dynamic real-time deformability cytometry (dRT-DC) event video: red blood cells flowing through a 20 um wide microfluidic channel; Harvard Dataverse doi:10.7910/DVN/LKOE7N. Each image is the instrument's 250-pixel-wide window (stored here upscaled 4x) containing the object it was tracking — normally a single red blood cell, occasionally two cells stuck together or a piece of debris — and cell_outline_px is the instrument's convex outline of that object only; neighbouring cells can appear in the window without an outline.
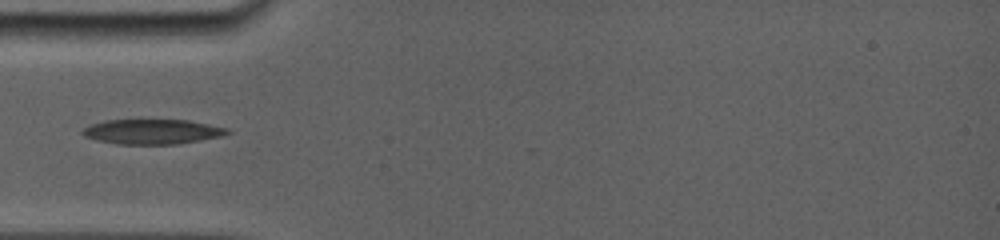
{"species": "common noctule bat (a hibernating species)", "species_latin": "Nyctalus noctula", "temperature_condition": "room temperature", "stored_images_in_passage": 13, "camera_frame_rate_fps": 5000, "um_per_image_px": 0.085, "animal": {"sex": "female", "body_mass_g": 19.0, "forearm_length_mm": 56.7}, "frame": {"image": 1, "passage_image": 1, "time_ms": 0.0, "image_size_px": [1000, 240], "cell_outline_px": [[232, 132], [224, 136], [176, 144], [116, 144], [96, 140], [84, 136], [80, 132], [84, 128], [92, 124], [104, 120], [140, 116], [188, 120], [228, 128]], "centroid_in_image_um": [12.91, 11.13], "position_along_channel_um": 72.1, "area_um2": 22.25}}
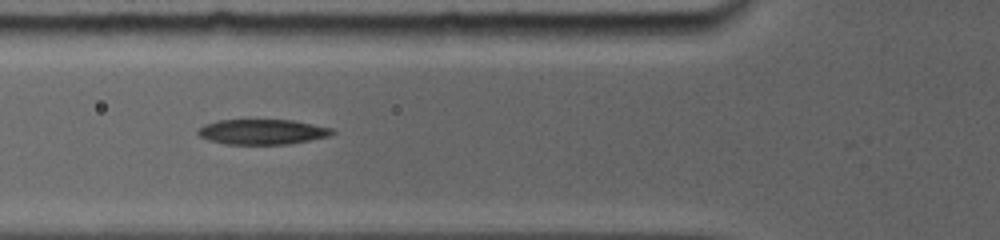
{"frame": {"image": 2, "passage_image": 3, "time_ms": 0.8, "image_size_px": [1000, 240], "cell_outline_px": [[336, 132], [332, 136], [288, 144], [224, 144], [208, 140], [200, 136], [196, 132], [204, 124], [216, 120], [292, 120], [332, 128]], "centroid_in_image_um": [22.3, 11.21], "position_along_channel_um": 103.5, "area_um2": 19.77}}